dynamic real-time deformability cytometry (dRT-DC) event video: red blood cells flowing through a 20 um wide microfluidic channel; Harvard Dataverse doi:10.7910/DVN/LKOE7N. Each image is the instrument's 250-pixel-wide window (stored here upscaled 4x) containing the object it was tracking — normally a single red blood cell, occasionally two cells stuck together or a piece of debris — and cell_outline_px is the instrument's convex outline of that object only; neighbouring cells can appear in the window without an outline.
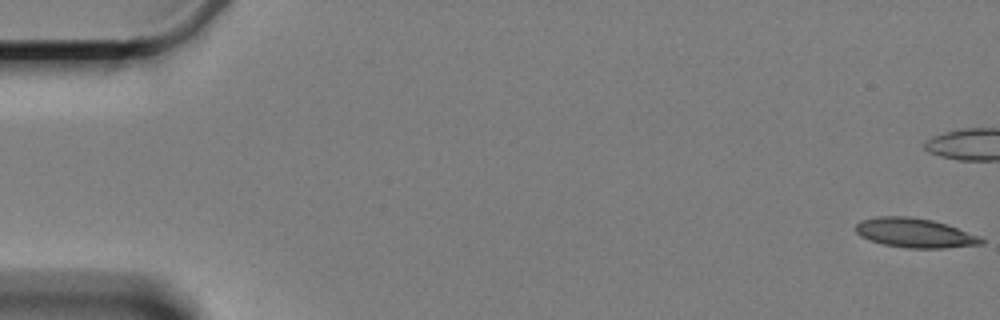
{"species": "Egyptian fruit bat (a non-hibernating species)", "species_latin": "Rousettus aegyptiacus", "temperature_condition": "cold", "stored_images_in_passage": 12, "camera_frame_rate_fps": 3000, "um_per_image_px": 0.085, "animal": {"sex": "female"}, "frame": {"image": 1, "passage_image": 1, "time_ms": 0.0, "image_size_px": [1000, 320], "cell_outline_px": [[984, 244], [944, 248], [908, 248], [884, 244], [860, 236], [856, 232], [856, 224], [860, 220], [876, 216], [908, 216], [932, 220], [980, 236], [984, 240]], "centroid_in_image_um": [77.74, 19.79], "position_along_channel_um": 7.3, "area_um2": 21.33}}
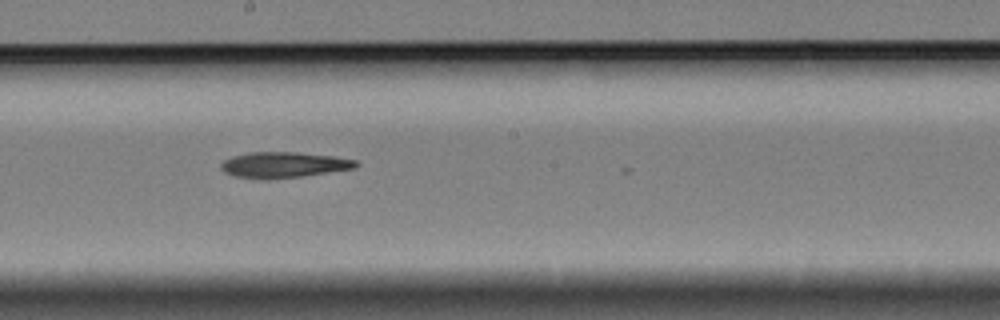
{"frame": {"image": 2, "passage_image": 10, "time_ms": 12.0, "image_size_px": [1000, 320], "cell_outline_px": [[360, 164], [356, 168], [304, 176], [268, 180], [264, 180], [236, 176], [224, 172], [220, 168], [220, 164], [224, 160], [232, 156], [248, 152], [296, 152], [336, 156], [356, 160]], "centroid_in_image_um": [24.13, 14.01], "position_along_channel_um": 224.1, "area_um2": 20.58}}